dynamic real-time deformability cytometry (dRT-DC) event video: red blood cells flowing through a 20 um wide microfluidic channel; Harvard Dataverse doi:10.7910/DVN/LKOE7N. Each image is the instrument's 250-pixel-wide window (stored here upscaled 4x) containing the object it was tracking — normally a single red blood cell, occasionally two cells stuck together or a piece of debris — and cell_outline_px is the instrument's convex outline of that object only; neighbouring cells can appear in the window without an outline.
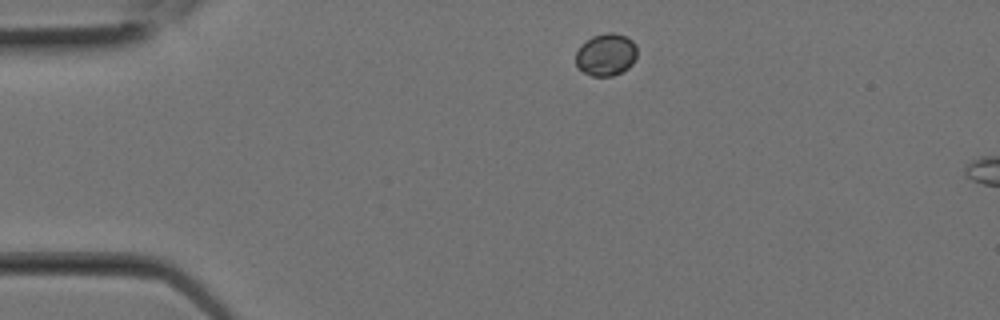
{"species": "Egyptian fruit bat (a non-hibernating species)", "species_latin": "Rousettus aegyptiacus", "temperature_condition": "room temperature", "stored_images_in_passage": 2, "segment_of_instrument_passage": [2, 2], "camera_frame_rate_fps": 3000, "um_per_image_px": 0.085, "animal": {"sex": "female"}, "frame": {"image": 1, "passage_image": 2, "time_ms": 0.333, "image_size_px": [1000, 320], "cell_outline_px": [[636, 56], [632, 64], [628, 68], [612, 76], [592, 76], [584, 72], [576, 64], [576, 52], [580, 44], [592, 36], [608, 32], [612, 32], [624, 36], [632, 40], [636, 44]], "centroid_in_image_um": [51.5, 4.63], "position_along_channel_um": 33.5, "area_um2": 15.09}}